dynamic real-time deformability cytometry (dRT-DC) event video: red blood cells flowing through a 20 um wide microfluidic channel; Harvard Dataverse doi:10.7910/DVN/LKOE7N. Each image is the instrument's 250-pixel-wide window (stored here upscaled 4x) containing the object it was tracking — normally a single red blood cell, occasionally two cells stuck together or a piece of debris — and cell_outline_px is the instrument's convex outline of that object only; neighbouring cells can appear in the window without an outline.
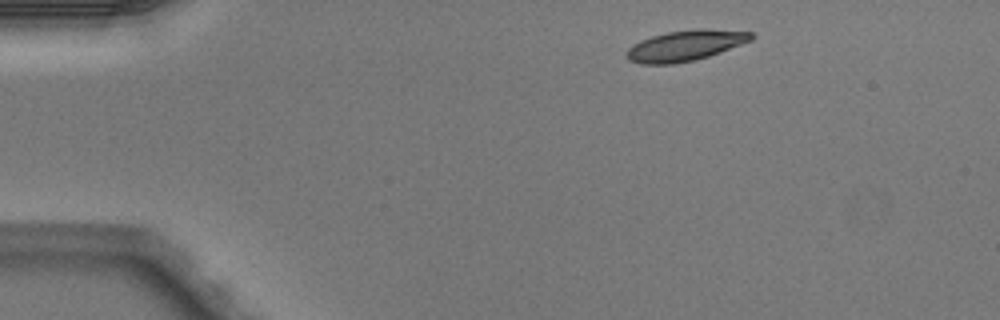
{"species": "Egyptian fruit bat (a non-hibernating species)", "species_latin": "Rousettus aegyptiacus", "temperature_condition": "warm", "stored_images_in_passage": 3, "camera_frame_rate_fps": 3000, "um_per_image_px": 0.085, "animal": {"sex": "male"}, "frame": {"image": 1, "passage_image": 1, "time_ms": 0.0, "image_size_px": [1000, 320], "cell_outline_px": [[756, 36], [752, 40], [720, 52], [696, 60], [672, 64], [640, 64], [628, 60], [624, 56], [628, 48], [632, 44], [640, 40], [652, 36], [668, 32], [696, 28], [704, 28], [752, 32]], "centroid_in_image_um": [58.23, 3.87], "position_along_channel_um": 26.8, "area_um2": 22.48}}